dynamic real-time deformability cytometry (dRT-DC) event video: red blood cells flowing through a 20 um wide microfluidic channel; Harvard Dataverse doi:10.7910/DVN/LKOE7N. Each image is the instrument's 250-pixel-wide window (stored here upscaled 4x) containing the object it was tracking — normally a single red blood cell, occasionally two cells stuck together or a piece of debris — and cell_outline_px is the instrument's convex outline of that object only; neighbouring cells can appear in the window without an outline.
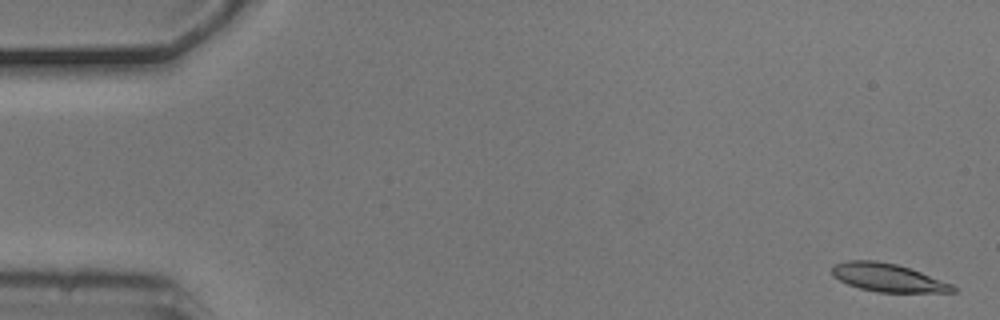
{"species": "common noctule bat (a hibernating species)", "species_latin": "Nyctalus noctula", "temperature_condition": "cold", "stored_images_in_passage": 5, "camera_frame_rate_fps": 3000, "um_per_image_px": 0.085, "animal": {"sex": "male", "body_mass_g": 20.5, "forearm_length_mm": 52.5}, "frame": {"image": 1, "passage_image": 1, "time_ms": 0.0, "image_size_px": [1000, 320], "cell_outline_px": [[956, 292], [876, 292], [860, 288], [848, 284], [840, 280], [832, 272], [832, 268], [836, 264], [848, 260], [876, 260], [896, 264], [920, 272], [952, 284], [956, 288]], "centroid_in_image_um": [75.48, 23.6], "position_along_channel_um": 9.5, "area_um2": 19.48}}
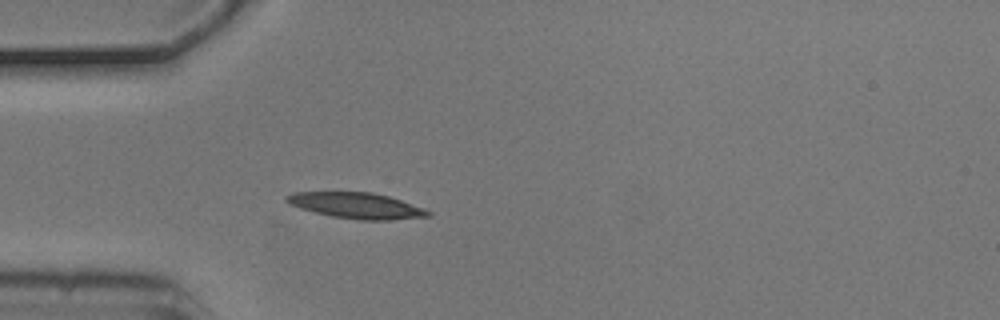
{"frame": {"image": 2, "passage_image": 5, "time_ms": 1.333, "image_size_px": [1000, 320], "cell_outline_px": [[432, 216], [388, 220], [360, 220], [332, 216], [300, 208], [288, 204], [284, 200], [284, 196], [292, 192], [372, 192], [388, 196], [424, 208], [432, 212]], "centroid_in_image_um": [30.28, 17.47], "position_along_channel_um": 54.7, "area_um2": 21.33}}